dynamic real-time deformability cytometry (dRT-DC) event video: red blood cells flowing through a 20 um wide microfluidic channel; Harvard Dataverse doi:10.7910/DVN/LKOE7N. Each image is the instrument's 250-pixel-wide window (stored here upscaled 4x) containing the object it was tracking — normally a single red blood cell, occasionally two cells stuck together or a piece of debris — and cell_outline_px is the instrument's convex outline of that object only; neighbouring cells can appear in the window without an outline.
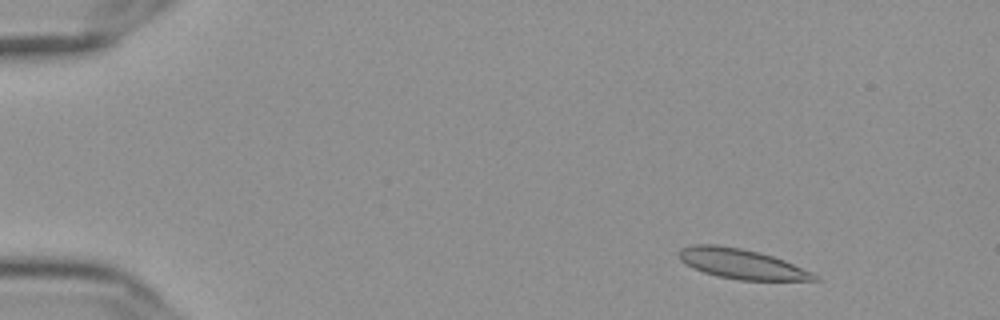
{"species": "Egyptian fruit bat (a non-hibernating species)", "species_latin": "Rousettus aegyptiacus", "temperature_condition": "cold", "stored_images_in_passage": 57, "segment_of_instrument_passage": [1, 2], "camera_frame_rate_fps": 3000, "um_per_image_px": 0.085, "frame": {"image": 1, "passage_image": 6, "time_ms": 1.667, "image_size_px": [1000, 320], "cell_outline_px": [[820, 280], [740, 280], [720, 276], [704, 272], [692, 268], [680, 260], [680, 248], [692, 244], [716, 244], [740, 248], [760, 252], [784, 260], [812, 272], [820, 276]], "centroid_in_image_um": [63.04, 22.42], "position_along_channel_um": 22.0, "area_um2": 23.52}}
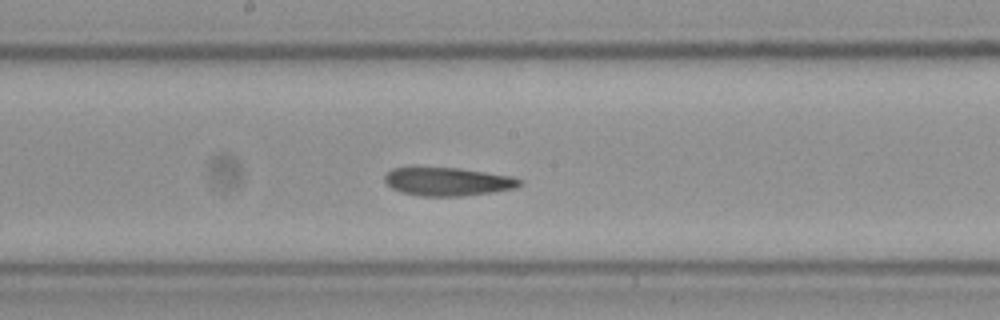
{"frame": {"image": 2, "passage_image": 30, "time_ms": 9.667, "image_size_px": [1000, 320], "cell_outline_px": [[524, 180], [516, 188], [492, 192], [460, 196], [420, 196], [400, 192], [392, 188], [384, 180], [384, 176], [392, 168], [412, 164], [416, 164], [460, 168], [512, 176]], "centroid_in_image_um": [37.98, 15.38], "position_along_channel_um": 210.2, "area_um2": 23.24}}
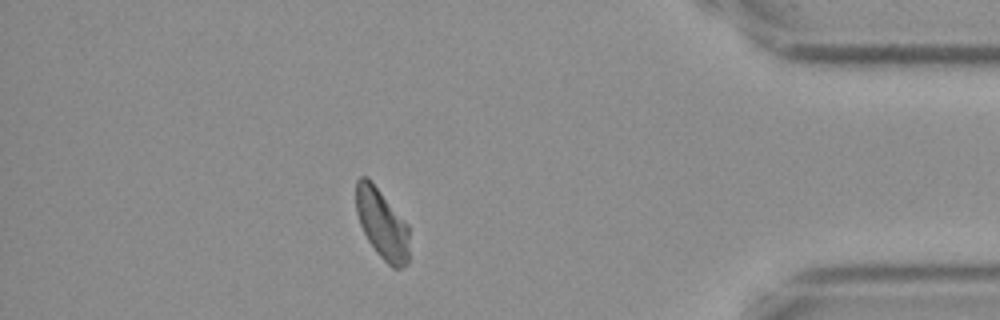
{"frame": {"image": 3, "passage_image": 49, "time_ms": 16.0, "image_size_px": [1000, 320], "cell_outline_px": [[408, 264], [400, 268], [392, 268], [376, 252], [368, 240], [360, 224], [356, 212], [356, 180], [360, 176], [368, 176], [408, 224]], "centroid_in_image_um": [32.46, 19.01], "position_along_channel_um": 402.7, "area_um2": 21.73}}